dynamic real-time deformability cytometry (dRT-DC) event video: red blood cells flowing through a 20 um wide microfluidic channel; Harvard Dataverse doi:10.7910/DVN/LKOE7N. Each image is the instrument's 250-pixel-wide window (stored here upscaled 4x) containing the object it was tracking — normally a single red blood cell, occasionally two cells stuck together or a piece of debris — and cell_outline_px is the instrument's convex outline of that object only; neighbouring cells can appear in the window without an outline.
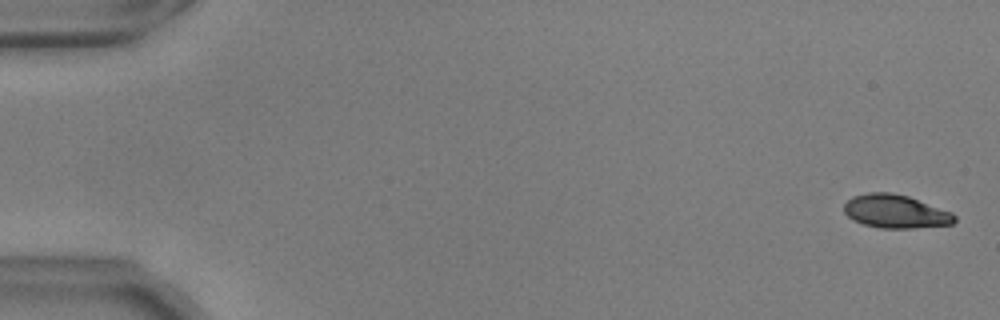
{"species": "common noctule bat (a hibernating species)", "species_latin": "Nyctalus noctula", "temperature_condition": "warm", "stored_images_in_passage": 55, "camera_frame_rate_fps": 3000, "um_per_image_px": 0.085, "animal": {"sex": "male", "body_mass_g": 17.9, "forearm_length_mm": 54.2}, "frame": {"image": 1, "passage_image": 2, "time_ms": 0.333, "image_size_px": [1000, 320], "cell_outline_px": [[956, 220], [952, 224], [916, 228], [880, 228], [864, 224], [852, 220], [844, 212], [844, 204], [852, 196], [868, 192], [892, 192], [908, 196], [952, 212], [956, 216]], "centroid_in_image_um": [76.11, 17.97], "position_along_channel_um": 8.9, "area_um2": 21.62}}
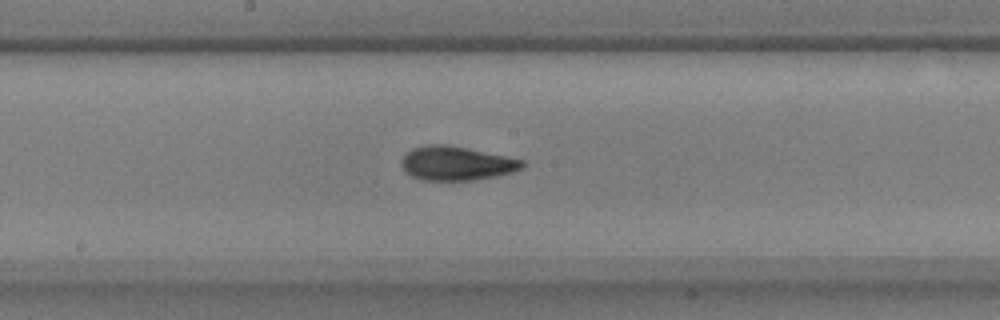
{"frame": {"image": 2, "passage_image": 30, "time_ms": 9.667, "image_size_px": [1000, 320], "cell_outline_px": [[528, 164], [524, 168], [512, 172], [496, 176], [472, 180], [420, 180], [412, 176], [400, 164], [400, 160], [412, 148], [428, 144], [444, 144], [468, 148], [524, 160]], "centroid_in_image_um": [38.83, 13.88], "position_along_channel_um": 209.4, "area_um2": 23.99}}
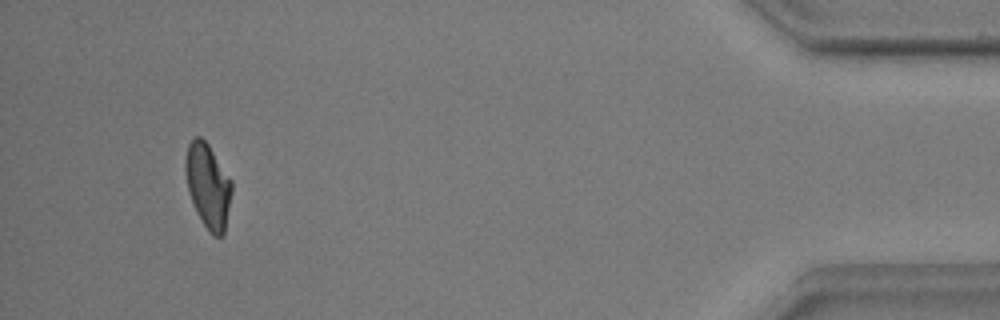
{"frame": {"image": 3, "passage_image": 52, "time_ms": 17.0, "image_size_px": [1000, 320], "cell_outline_px": [[232, 192], [224, 236], [212, 236], [208, 232], [196, 212], [188, 192], [184, 168], [184, 160], [188, 144], [196, 136], [200, 136], [208, 144], [232, 180]], "centroid_in_image_um": [17.67, 15.81], "position_along_channel_um": 417.5, "area_um2": 23.12}, "authors_computed_cell_mechanics": {"area_um2": 22.9466, "velocity_mm_per_s": 3.7312, "shape_relaxation_time_tau1_ms": 3.9699, "shape_relaxation_time_tau2_ms": 1.8874, "deformation_change_tau1": 0.1551, "deformation_change_tau2": 0.0671}}